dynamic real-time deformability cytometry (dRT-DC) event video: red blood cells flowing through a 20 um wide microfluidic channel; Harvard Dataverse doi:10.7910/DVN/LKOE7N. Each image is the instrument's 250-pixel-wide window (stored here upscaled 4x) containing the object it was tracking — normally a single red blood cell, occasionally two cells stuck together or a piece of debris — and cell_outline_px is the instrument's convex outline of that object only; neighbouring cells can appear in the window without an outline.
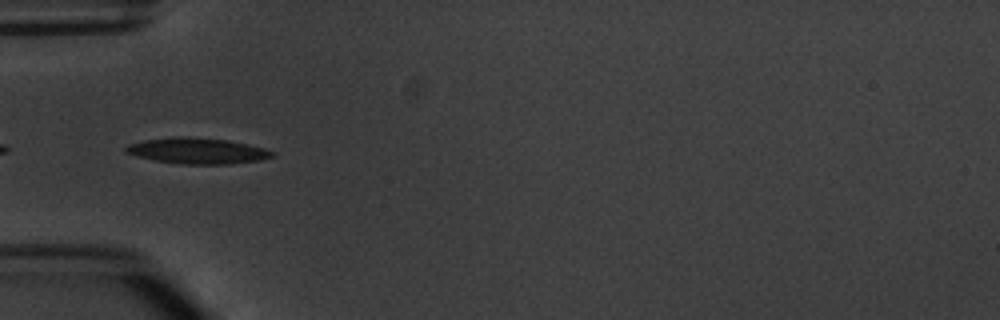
{"species": "common noctule bat (a hibernating species)", "species_latin": "Nyctalus noctula", "temperature_condition": "warm", "stored_images_in_passage": 2, "camera_frame_rate_fps": 3000, "um_per_image_px": 0.085, "animal": {"sex": "male", "body_mass_g": 20.1, "forearm_length_mm": 53.5}, "frame": {"image": 1, "passage_image": 2, "time_ms": 1.0, "image_size_px": [1000, 320], "cell_outline_px": [[276, 156], [260, 160], [232, 164], [184, 164], [156, 160], [136, 156], [124, 152], [124, 148], [128, 144], [144, 140], [172, 136], [188, 136], [228, 140], [248, 144], [264, 148], [276, 152]], "centroid_in_image_um": [16.8, 12.81], "position_along_channel_um": 68.2, "area_um2": 22.31}}